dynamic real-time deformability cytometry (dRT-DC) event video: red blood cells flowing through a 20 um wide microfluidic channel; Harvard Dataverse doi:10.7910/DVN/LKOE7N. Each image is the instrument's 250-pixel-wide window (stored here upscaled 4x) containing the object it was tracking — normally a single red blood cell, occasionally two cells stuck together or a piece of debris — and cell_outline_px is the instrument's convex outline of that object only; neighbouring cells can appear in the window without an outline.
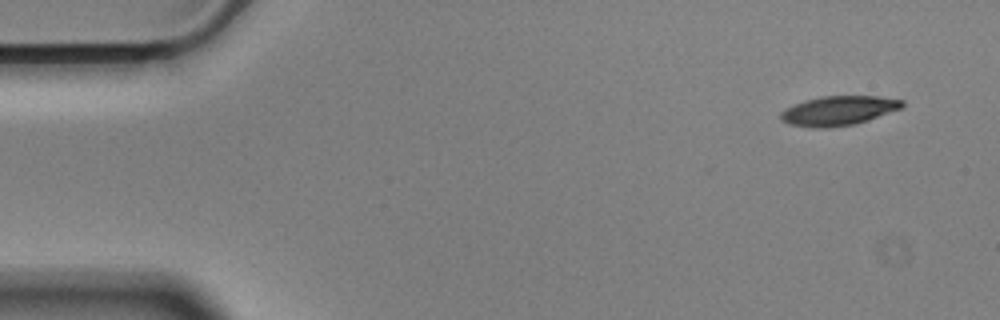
{"species": "Egyptian fruit bat (a non-hibernating species)", "species_latin": "Rousettus aegyptiacus", "temperature_condition": "cold", "stored_images_in_passage": 54, "camera_frame_rate_fps": 3000, "um_per_image_px": 0.085, "animal": {"sex": "male"}, "frame": {"image": 1, "passage_image": 1, "time_ms": 0.0, "image_size_px": [1000, 320], "cell_outline_px": [[904, 108], [852, 124], [824, 128], [812, 128], [788, 124], [780, 120], [780, 112], [784, 108], [804, 100], [820, 96], [880, 96], [904, 100]], "centroid_in_image_um": [71.24, 9.39], "position_along_channel_um": 13.8, "area_um2": 20.92}}
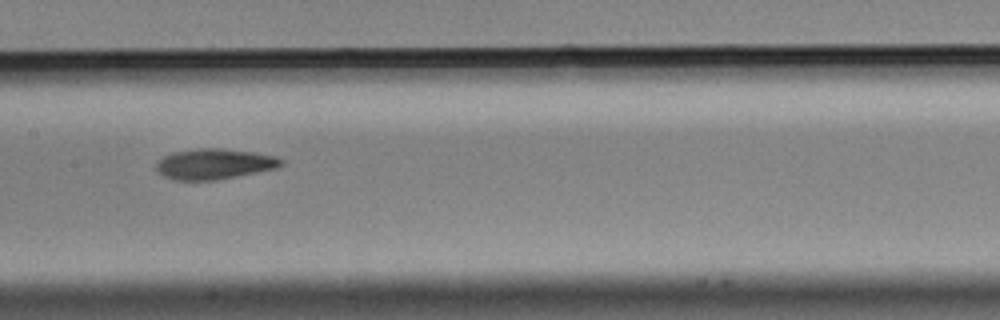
{"frame": {"image": 2, "passage_image": 25, "time_ms": 8.0, "image_size_px": [1000, 320], "cell_outline_px": [[284, 164], [276, 168], [216, 180], [172, 180], [164, 176], [156, 168], [156, 164], [164, 156], [172, 152], [200, 148], [220, 148], [252, 152], [276, 156], [284, 160]], "centroid_in_image_um": [18.22, 13.93], "position_along_channel_um": 189.2, "area_um2": 22.08}}
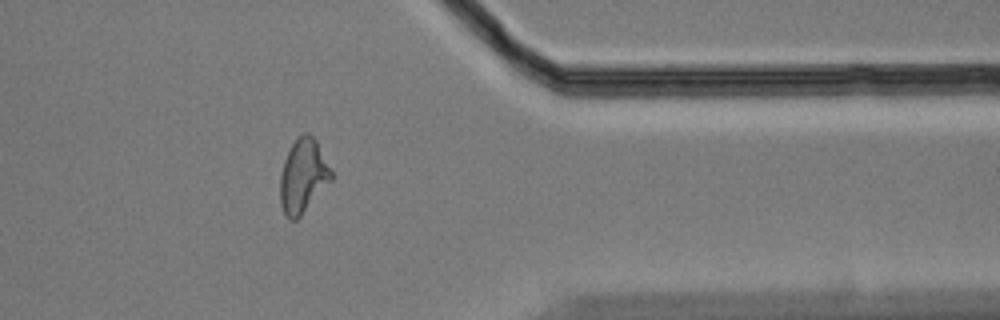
{"frame": {"image": 3, "passage_image": 43, "time_ms": 14.0, "image_size_px": [1000, 320], "cell_outline_px": [[332, 180], [300, 216], [296, 220], [288, 220], [284, 216], [280, 204], [280, 176], [284, 160], [292, 144], [304, 132], [308, 132], [316, 140], [332, 172]], "centroid_in_image_um": [25.74, 14.99], "position_along_channel_um": 385.7, "area_um2": 21.85}, "authors_computed_cell_mechanics": {"area_um2": 21.8195, "velocity_mm_per_s": 3.5187, "shape_relaxation_time_tau1_ms": 5.6267, "shape_relaxation_time_tau2_ms": 2.5105, "deformation_change_tau1": 0.1576, "deformation_change_tau2": 0.0916}}